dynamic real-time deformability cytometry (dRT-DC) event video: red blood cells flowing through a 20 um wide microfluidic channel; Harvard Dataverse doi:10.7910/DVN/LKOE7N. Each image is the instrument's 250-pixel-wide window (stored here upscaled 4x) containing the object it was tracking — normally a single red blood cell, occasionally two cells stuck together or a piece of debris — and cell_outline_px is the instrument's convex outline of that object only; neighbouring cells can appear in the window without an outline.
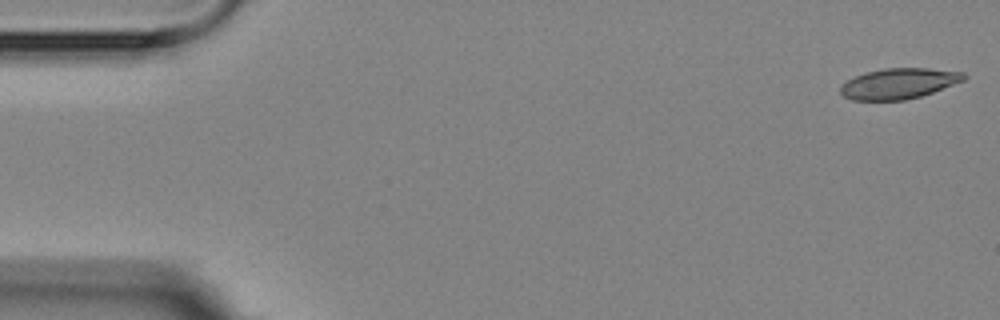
{"species": "Egyptian fruit bat (a non-hibernating species)", "species_latin": "Rousettus aegyptiacus", "temperature_condition": "room temperature", "stored_images_in_passage": 11, "camera_frame_rate_fps": 3000, "um_per_image_px": 0.085, "animal": {"sex": "female"}, "frame": {"image": 1, "passage_image": 1, "time_ms": 0.0, "image_size_px": [1000, 320], "cell_outline_px": [[968, 76], [964, 80], [932, 92], [920, 96], [904, 100], [852, 100], [844, 96], [840, 92], [840, 84], [864, 72], [884, 68], [928, 68], [964, 72]], "centroid_in_image_um": [76.38, 7.09], "position_along_channel_um": 8.6, "area_um2": 21.96}}